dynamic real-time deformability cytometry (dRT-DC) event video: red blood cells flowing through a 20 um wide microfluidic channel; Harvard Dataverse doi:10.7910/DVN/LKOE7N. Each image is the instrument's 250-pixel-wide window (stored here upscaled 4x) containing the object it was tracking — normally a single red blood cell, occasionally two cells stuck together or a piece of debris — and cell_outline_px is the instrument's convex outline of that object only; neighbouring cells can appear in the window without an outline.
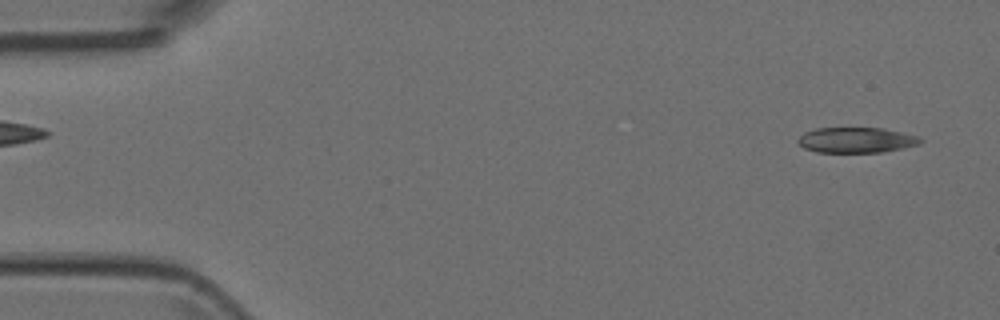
{"species": "Egyptian fruit bat (a non-hibernating species)", "species_latin": "Rousettus aegyptiacus", "temperature_condition": "room temperature", "stored_images_in_passage": 50, "camera_frame_rate_fps": 3000, "um_per_image_px": 0.085, "animal": {"sex": "female"}, "frame": {"image": 1, "passage_image": 2, "time_ms": 0.333, "image_size_px": [1000, 320], "cell_outline_px": [[924, 140], [920, 144], [904, 148], [884, 152], [816, 152], [804, 148], [796, 140], [804, 132], [816, 128], [884, 128], [920, 136]], "centroid_in_image_um": [72.83, 11.9], "position_along_channel_um": 12.2, "area_um2": 18.32}}
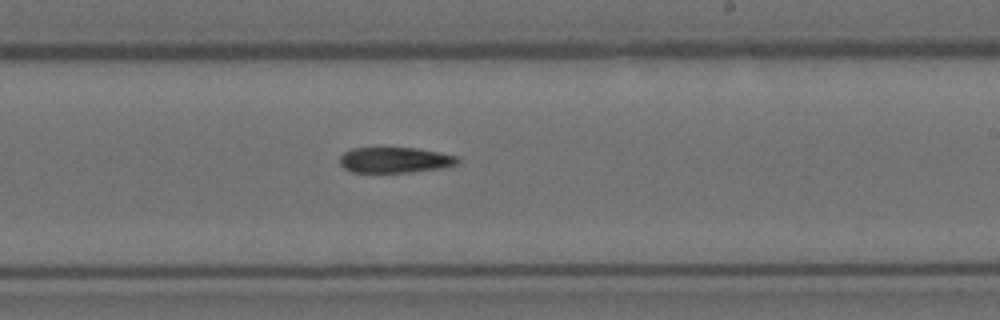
{"frame": {"image": 2, "passage_image": 29, "time_ms": 9.333, "image_size_px": [1000, 320], "cell_outline_px": [[460, 160], [456, 164], [444, 168], [408, 172], [352, 172], [344, 168], [340, 164], [340, 156], [344, 152], [352, 148], [416, 148], [456, 156]], "centroid_in_image_um": [33.55, 13.6], "position_along_channel_um": 255.5, "area_um2": 17.46}}
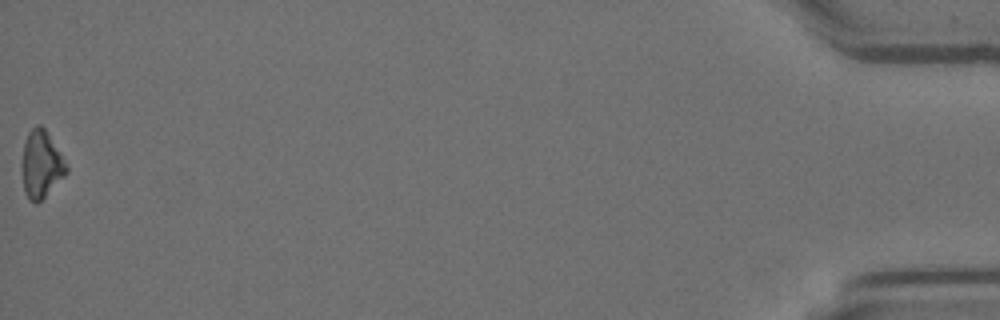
{"frame": {"image": 3, "passage_image": 50, "time_ms": 16.333, "image_size_px": [1000, 320], "cell_outline_px": [[68, 172], [36, 204], [28, 200], [24, 192], [20, 172], [20, 164], [24, 144], [28, 132], [36, 124], [40, 124], [44, 128], [68, 168]], "centroid_in_image_um": [3.43, 13.99], "position_along_channel_um": 431.8, "area_um2": 17.34}}